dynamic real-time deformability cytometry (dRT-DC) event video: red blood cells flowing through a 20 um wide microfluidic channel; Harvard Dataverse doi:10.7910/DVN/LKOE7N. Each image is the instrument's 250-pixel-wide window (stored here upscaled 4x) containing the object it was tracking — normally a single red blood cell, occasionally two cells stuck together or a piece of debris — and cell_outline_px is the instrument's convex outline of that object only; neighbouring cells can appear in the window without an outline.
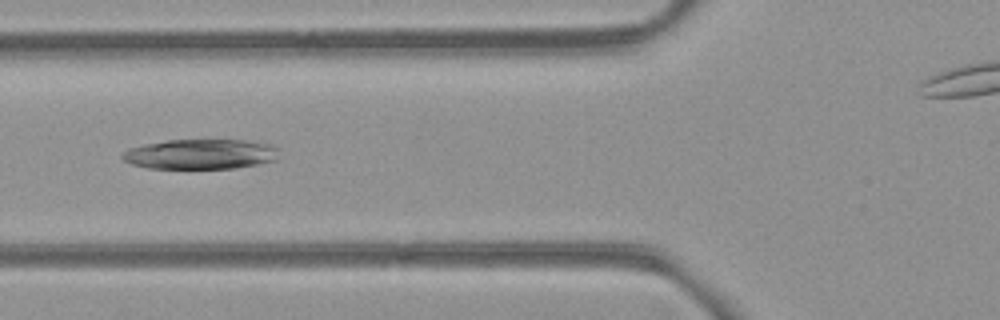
{"species": "common noctule bat (a hibernating species)", "species_latin": "Nyctalus noctula", "temperature_condition": "room temperature", "stored_images_in_passage": 4, "segment_of_instrument_passage": [1, 2], "camera_frame_rate_fps": 3000, "um_per_image_px": 0.085, "animal": {"sex": "female", "body_mass_g": 21.9}, "frame": {"image": 1, "passage_image": 3, "time_ms": 2.333, "image_size_px": [1000, 320], "cell_outline_px": [[276, 160], [236, 168], [148, 168], [132, 164], [124, 160], [120, 156], [128, 148], [144, 144], [168, 140], [244, 140], [272, 144], [276, 148]], "centroid_in_image_um": [17.01, 13.1], "position_along_channel_um": 108.8, "area_um2": 27.22}}